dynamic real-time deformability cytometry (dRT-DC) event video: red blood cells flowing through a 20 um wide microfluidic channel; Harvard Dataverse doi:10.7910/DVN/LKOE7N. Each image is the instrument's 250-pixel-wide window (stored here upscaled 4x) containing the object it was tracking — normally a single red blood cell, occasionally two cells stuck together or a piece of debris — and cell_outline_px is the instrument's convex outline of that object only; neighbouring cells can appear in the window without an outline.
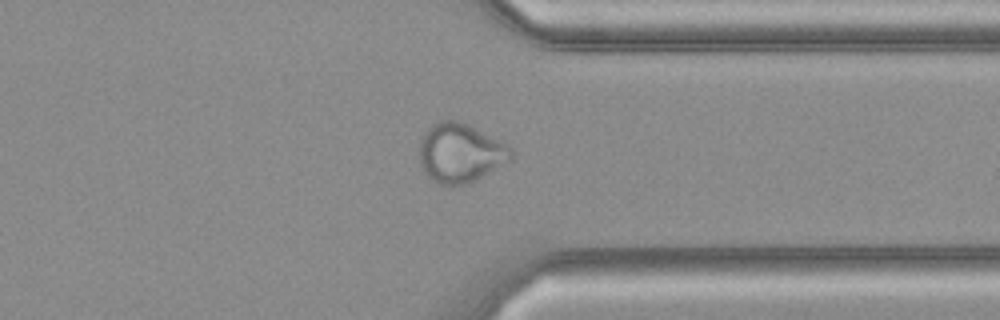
{"species": "common noctule bat (a hibernating species)", "species_latin": "Nyctalus noctula", "temperature_condition": "cold", "stored_images_in_passage": 28, "camera_frame_rate_fps": 3000, "um_per_image_px": 0.085, "animal": {"sex": "female", "body_mass_g": 21.9}, "frame": {"image": 1, "passage_image": 20, "time_ms": 6.333, "image_size_px": [1000, 320], "cell_outline_px": [[516, 152], [512, 160], [476, 180], [464, 184], [440, 184], [432, 180], [420, 168], [420, 140], [424, 132], [436, 120], [456, 120], [468, 124], [508, 144]], "centroid_in_image_um": [39.15, 12.98], "position_along_channel_um": 372.2, "area_um2": 31.96}}